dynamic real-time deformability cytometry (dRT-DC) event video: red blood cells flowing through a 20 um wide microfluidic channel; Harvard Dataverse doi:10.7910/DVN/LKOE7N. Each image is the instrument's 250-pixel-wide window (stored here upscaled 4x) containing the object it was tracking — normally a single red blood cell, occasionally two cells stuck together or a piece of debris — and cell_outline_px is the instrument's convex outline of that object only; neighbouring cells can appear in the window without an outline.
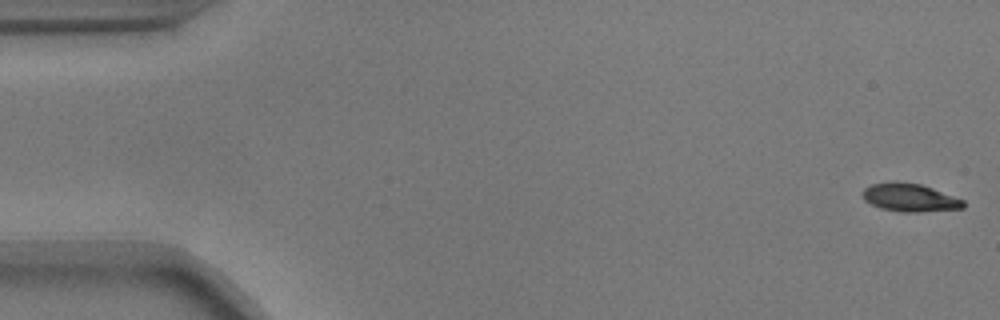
{"species": "common noctule bat (a hibernating species)", "species_latin": "Nyctalus noctula", "temperature_condition": "warm", "stored_images_in_passage": 56, "camera_frame_rate_fps": 3000, "um_per_image_px": 0.085, "animal": {"sex": "male", "body_mass_g": 17.9}, "frame": {"image": 1, "passage_image": 1, "time_ms": 0.0, "image_size_px": [1000, 320], "cell_outline_px": [[964, 208], [920, 212], [900, 212], [880, 208], [864, 200], [860, 192], [864, 188], [872, 184], [892, 180], [896, 180], [920, 184], [932, 188], [964, 200]], "centroid_in_image_um": [77.28, 16.78], "position_along_channel_um": 7.7, "area_um2": 16.7}}
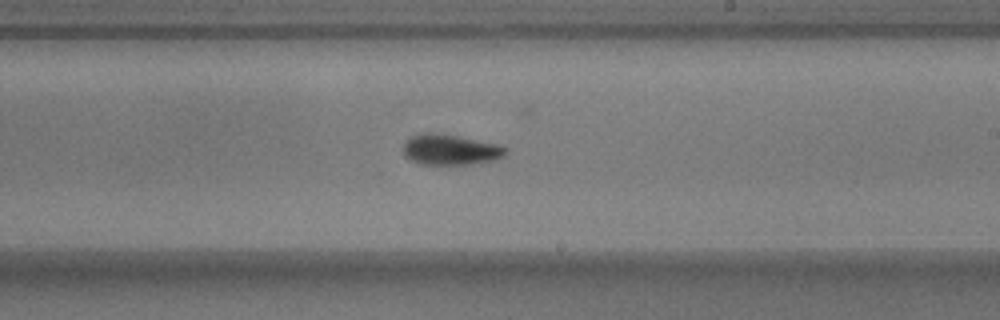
{"frame": {"image": 2, "passage_image": 32, "time_ms": 10.333, "image_size_px": [1000, 320], "cell_outline_px": [[508, 152], [504, 156], [496, 160], [472, 164], [420, 164], [408, 160], [404, 156], [404, 144], [412, 136], [424, 132], [432, 132], [460, 136], [496, 144], [508, 148]], "centroid_in_image_um": [38.29, 12.73], "position_along_channel_um": 250.7, "area_um2": 18.38}}
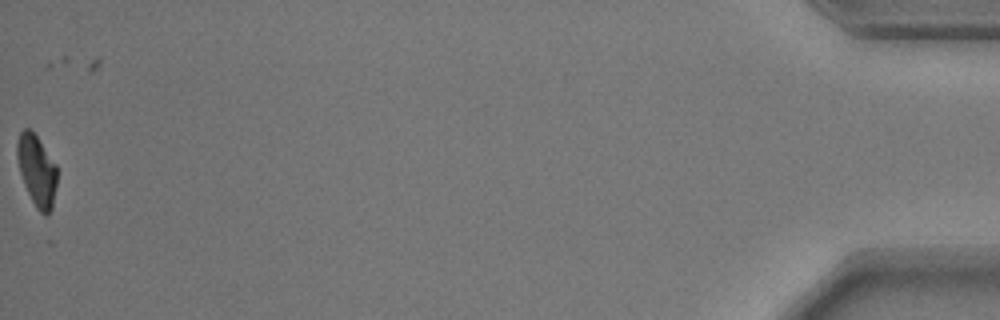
{"frame": {"image": 3, "passage_image": 55, "time_ms": 18.0, "image_size_px": [1000, 320], "cell_outline_px": [[56, 184], [52, 208], [48, 216], [44, 216], [36, 208], [24, 184], [20, 172], [16, 156], [16, 144], [20, 132], [24, 128], [28, 128], [36, 136], [56, 164]], "centroid_in_image_um": [3.11, 14.51], "position_along_channel_um": 432.1, "area_um2": 16.42}, "authors_computed_cell_mechanics": {"area_um2": 17.2822, "velocity_mm_per_s": 3.6734, "shape_relaxation_time_tau1_ms": 2.8691, "shape_relaxation_time_tau2_ms": 3.2475, "deformation_change_tau1": 0.1605, "deformation_change_tau2": 0.0767}}